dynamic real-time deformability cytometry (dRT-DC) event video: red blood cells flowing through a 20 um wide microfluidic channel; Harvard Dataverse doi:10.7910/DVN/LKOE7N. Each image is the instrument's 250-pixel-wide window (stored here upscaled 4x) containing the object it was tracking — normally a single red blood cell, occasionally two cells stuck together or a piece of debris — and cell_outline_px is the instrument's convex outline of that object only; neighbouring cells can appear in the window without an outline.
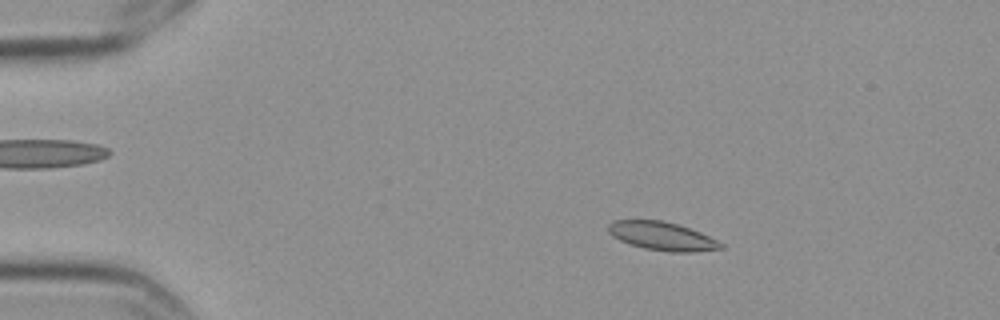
{"species": "Egyptian fruit bat (a non-hibernating species)", "species_latin": "Rousettus aegyptiacus", "temperature_condition": "cold", "stored_images_in_passage": 4, "camera_frame_rate_fps": 3000, "um_per_image_px": 0.085, "frame": {"image": 1, "passage_image": 2, "time_ms": 0.333, "image_size_px": [1000, 320], "cell_outline_px": [[724, 248], [696, 252], [672, 252], [644, 248], [620, 240], [612, 236], [608, 232], [608, 224], [612, 220], [664, 220], [700, 232], [724, 244]], "centroid_in_image_um": [56.27, 20.07], "position_along_channel_um": 28.7, "area_um2": 18.55}}